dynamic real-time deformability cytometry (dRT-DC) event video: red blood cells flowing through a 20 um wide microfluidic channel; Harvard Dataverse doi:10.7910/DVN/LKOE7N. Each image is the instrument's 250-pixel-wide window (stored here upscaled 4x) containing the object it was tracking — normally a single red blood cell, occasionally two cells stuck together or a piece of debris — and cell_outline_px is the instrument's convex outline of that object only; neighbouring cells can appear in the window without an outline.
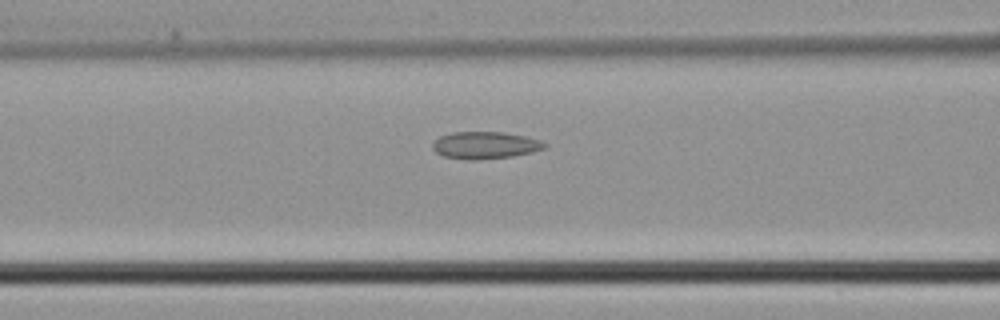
{"species": "common noctule bat (a hibernating species)", "species_latin": "Nyctalus noctula", "temperature_condition": "cold", "stored_images_in_passage": 6, "camera_frame_rate_fps": 3000, "um_per_image_px": 0.085, "animal": {"sex": "male", "body_mass_g": 21.5, "forearm_length_mm": 52.0}, "frame": {"image": 1, "passage_image": 6, "time_ms": 1.667, "image_size_px": [1000, 320], "cell_outline_px": [[548, 144], [544, 148], [532, 152], [512, 156], [476, 160], [444, 156], [436, 152], [432, 148], [432, 144], [440, 136], [452, 132], [504, 132], [524, 136], [540, 140]], "centroid_in_image_um": [41.24, 12.33], "position_along_channel_um": 125.4, "area_um2": 17.51}}